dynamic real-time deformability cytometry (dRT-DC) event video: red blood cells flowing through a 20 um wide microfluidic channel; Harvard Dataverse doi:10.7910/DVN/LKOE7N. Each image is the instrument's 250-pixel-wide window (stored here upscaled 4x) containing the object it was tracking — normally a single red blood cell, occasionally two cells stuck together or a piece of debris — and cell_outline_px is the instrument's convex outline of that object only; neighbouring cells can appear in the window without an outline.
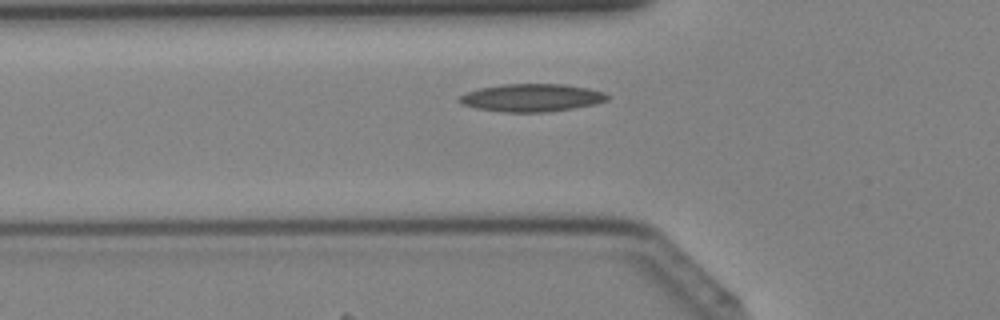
{"species": "Egyptian fruit bat (a non-hibernating species)", "species_latin": "Rousettus aegyptiacus", "temperature_condition": "cold", "stored_images_in_passage": 35, "camera_frame_rate_fps": 3000, "um_per_image_px": 0.085, "animal": {"sex": "female"}, "frame": {"image": 1, "passage_image": 8, "time_ms": 2.333, "image_size_px": [1000, 320], "cell_outline_px": [[608, 100], [596, 104], [548, 112], [504, 112], [476, 108], [460, 104], [456, 100], [464, 92], [480, 88], [504, 84], [564, 84], [588, 88], [604, 92], [608, 96]], "centroid_in_image_um": [45.16, 8.31], "position_along_channel_um": 80.6, "area_um2": 24.04}}
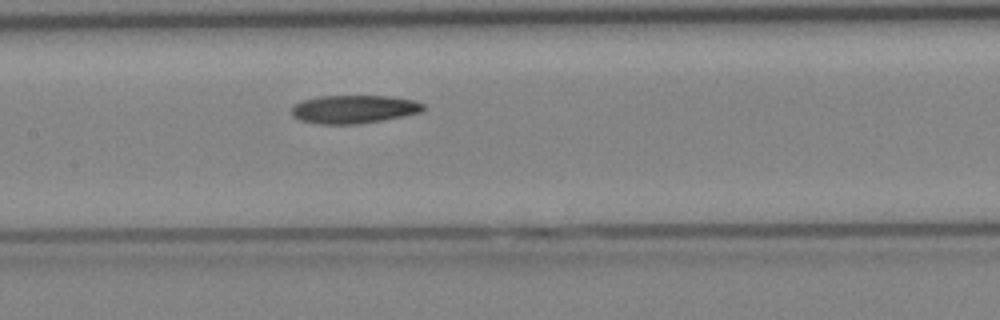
{"frame": {"image": 2, "passage_image": 14, "time_ms": 4.333, "image_size_px": [1000, 320], "cell_outline_px": [[424, 108], [420, 112], [404, 116], [360, 124], [320, 124], [300, 120], [292, 116], [292, 108], [296, 104], [304, 100], [320, 96], [388, 96], [412, 100], [424, 104]], "centroid_in_image_um": [30.08, 9.29], "position_along_channel_um": 177.3, "area_um2": 21.5}}
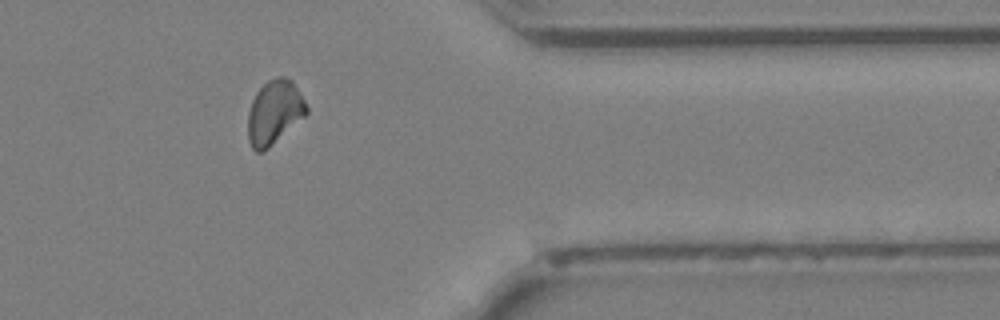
{"frame": {"image": 3, "passage_image": 28, "time_ms": 9.0, "image_size_px": [1000, 320], "cell_outline_px": [[308, 112], [304, 116], [264, 152], [256, 152], [252, 148], [248, 140], [248, 112], [252, 100], [256, 92], [268, 80], [276, 76], [280, 76], [292, 80], [304, 100], [308, 108]], "centroid_in_image_um": [23.3, 9.55], "position_along_channel_um": 388.1, "area_um2": 21.73}}